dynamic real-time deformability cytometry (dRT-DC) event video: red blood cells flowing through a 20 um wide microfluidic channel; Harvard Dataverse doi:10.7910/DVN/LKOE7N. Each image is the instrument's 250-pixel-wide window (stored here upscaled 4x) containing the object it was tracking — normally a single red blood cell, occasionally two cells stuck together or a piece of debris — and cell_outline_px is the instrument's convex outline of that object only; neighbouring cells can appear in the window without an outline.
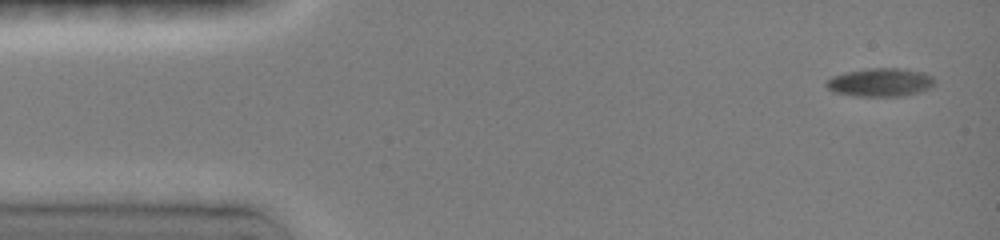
{"species": "common noctule bat (a hibernating species)", "species_latin": "Nyctalus noctula", "temperature_condition": "room temperature", "stored_images_in_passage": 18, "camera_frame_rate_fps": 3000, "um_per_image_px": 0.085, "animal": {"sex": "female", "body_mass_g": 19.0, "forearm_length_mm": 51.5}, "frame": {"image": 1, "passage_image": 3, "time_ms": 0.333, "image_size_px": [1000, 240], "cell_outline_px": [[932, 84], [928, 88], [916, 92], [900, 96], [856, 96], [832, 92], [824, 84], [832, 76], [844, 72], [868, 68], [900, 68], [924, 72], [932, 76]], "centroid_in_image_um": [74.75, 6.99], "position_along_channel_um": 10.2, "area_um2": 17.74}}
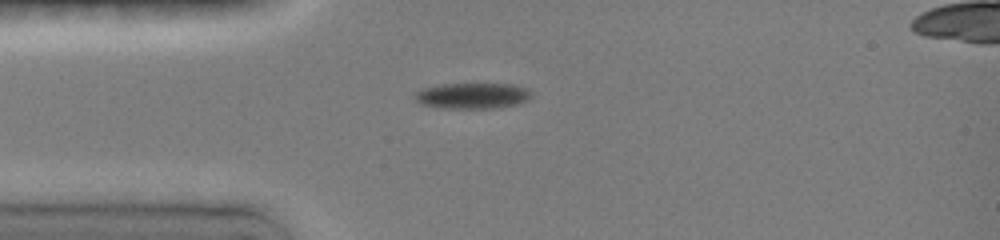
{"frame": {"image": 2, "passage_image": 10, "time_ms": 3.667, "image_size_px": [1000, 240], "cell_outline_px": [[532, 96], [528, 100], [520, 104], [500, 108], [440, 108], [420, 104], [416, 100], [416, 92], [424, 88], [444, 84], [512, 84], [524, 88]], "centroid_in_image_um": [40.18, 8.15], "position_along_channel_um": 44.8, "area_um2": 17.46}}
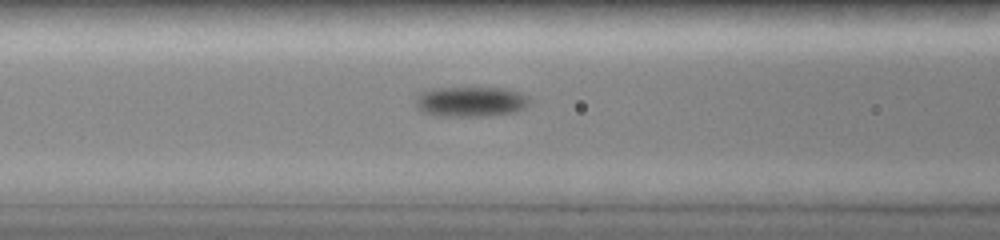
{"frame": {"image": 3, "passage_image": 14, "time_ms": 6.0, "image_size_px": [1000, 240], "cell_outline_px": [[528, 104], [524, 108], [516, 112], [488, 116], [436, 116], [420, 112], [416, 108], [416, 96], [420, 92], [436, 88], [500, 88], [516, 92], [524, 96], [528, 100]], "centroid_in_image_um": [39.92, 8.66], "position_along_channel_um": 126.7, "area_um2": 19.94}}